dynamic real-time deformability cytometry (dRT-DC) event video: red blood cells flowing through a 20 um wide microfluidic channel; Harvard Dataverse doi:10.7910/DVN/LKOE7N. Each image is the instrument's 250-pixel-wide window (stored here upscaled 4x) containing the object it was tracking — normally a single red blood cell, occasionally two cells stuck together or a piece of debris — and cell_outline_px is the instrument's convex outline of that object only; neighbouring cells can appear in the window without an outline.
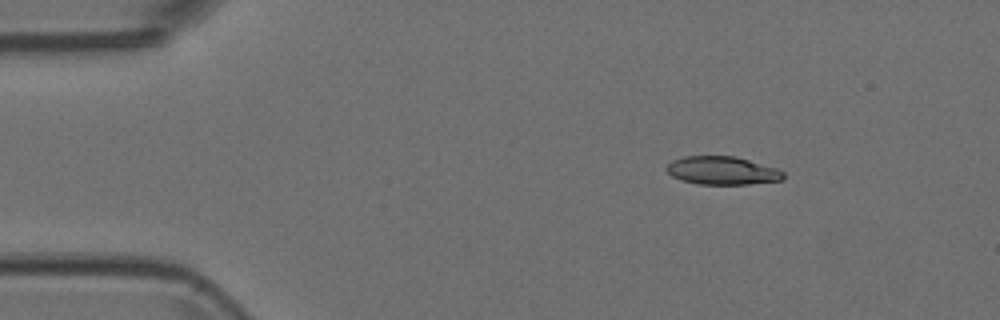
{"species": "Egyptian fruit bat (a non-hibernating species)", "species_latin": "Rousettus aegyptiacus", "temperature_condition": "room temperature", "stored_images_in_passage": 8, "camera_frame_rate_fps": 3000, "um_per_image_px": 0.085, "animal": {"sex": "female"}, "frame": {"image": 1, "passage_image": 3, "time_ms": 0.667, "image_size_px": [1000, 320], "cell_outline_px": [[784, 180], [748, 184], [696, 184], [680, 180], [672, 176], [664, 168], [672, 160], [684, 156], [736, 156], [776, 168], [784, 172]], "centroid_in_image_um": [61.37, 14.5], "position_along_channel_um": 23.6, "area_um2": 19.31}}
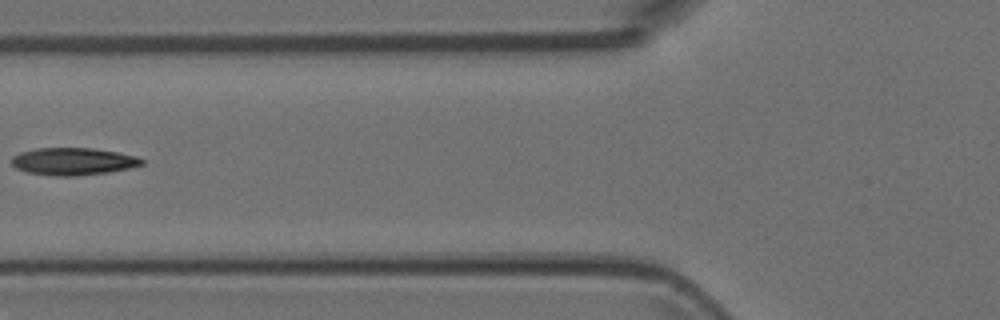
{"frame": {"image": 2, "passage_image": 6, "time_ms": 1.667, "image_size_px": [1000, 320], "cell_outline_px": [[144, 164], [128, 168], [108, 172], [76, 176], [56, 176], [28, 172], [16, 168], [12, 164], [12, 156], [20, 152], [36, 148], [92, 148], [116, 152], [136, 156], [144, 160]], "centroid_in_image_um": [6.21, 13.72], "position_along_channel_um": 119.6, "area_um2": 20.63}}
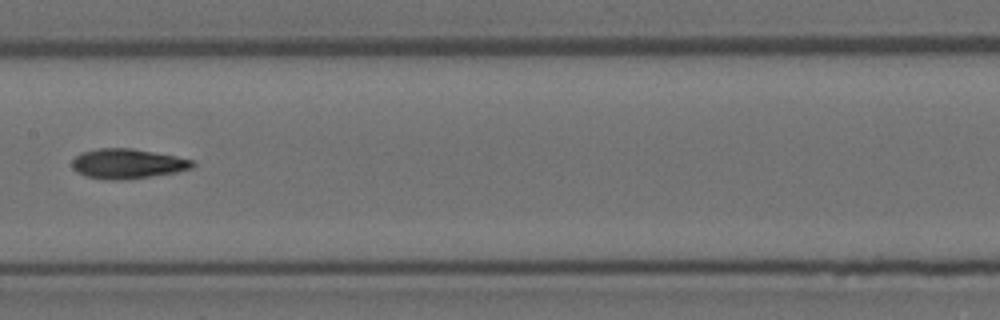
{"frame": {"image": 3, "passage_image": 8, "time_ms": 2.333, "image_size_px": [1000, 320], "cell_outline_px": [[196, 164], [192, 168], [176, 172], [120, 180], [104, 180], [84, 176], [76, 172], [72, 168], [72, 160], [80, 152], [100, 148], [132, 148], [176, 156], [192, 160]], "centroid_in_image_um": [10.79, 13.91], "position_along_channel_um": 196.6, "area_um2": 20.98}}